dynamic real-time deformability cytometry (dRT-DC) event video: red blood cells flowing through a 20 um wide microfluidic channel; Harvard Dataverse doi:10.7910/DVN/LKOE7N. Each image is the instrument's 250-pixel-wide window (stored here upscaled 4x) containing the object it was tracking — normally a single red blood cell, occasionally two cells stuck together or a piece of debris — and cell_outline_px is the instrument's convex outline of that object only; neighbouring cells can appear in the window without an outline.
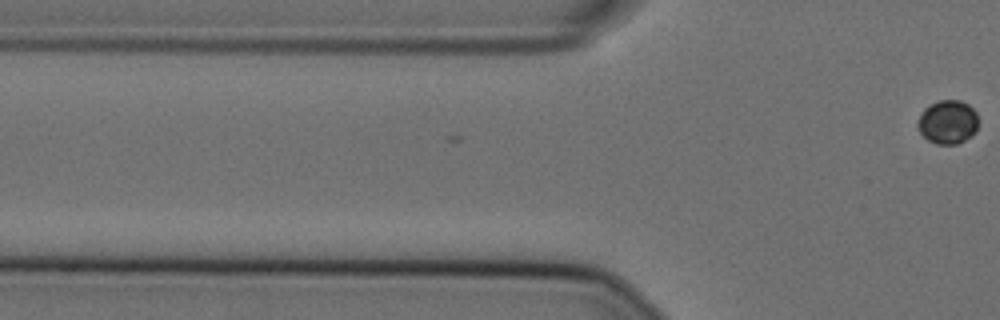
{"species": "Egyptian fruit bat (a non-hibernating species)", "species_latin": "Rousettus aegyptiacus", "temperature_condition": "cold", "stored_images_in_passage": 2, "camera_frame_rate_fps": 3000, "um_per_image_px": 0.085, "animal": {"sex": "female"}, "frame": {"image": 1, "passage_image": 2, "time_ms": 0.333, "image_size_px": [1000, 320], "cell_outline_px": [[976, 132], [972, 136], [956, 144], [936, 144], [928, 140], [920, 132], [916, 124], [924, 108], [940, 100], [960, 100], [968, 104], [976, 112]], "centroid_in_image_um": [80.55, 10.38], "position_along_channel_um": 45.2, "area_um2": 15.32}}